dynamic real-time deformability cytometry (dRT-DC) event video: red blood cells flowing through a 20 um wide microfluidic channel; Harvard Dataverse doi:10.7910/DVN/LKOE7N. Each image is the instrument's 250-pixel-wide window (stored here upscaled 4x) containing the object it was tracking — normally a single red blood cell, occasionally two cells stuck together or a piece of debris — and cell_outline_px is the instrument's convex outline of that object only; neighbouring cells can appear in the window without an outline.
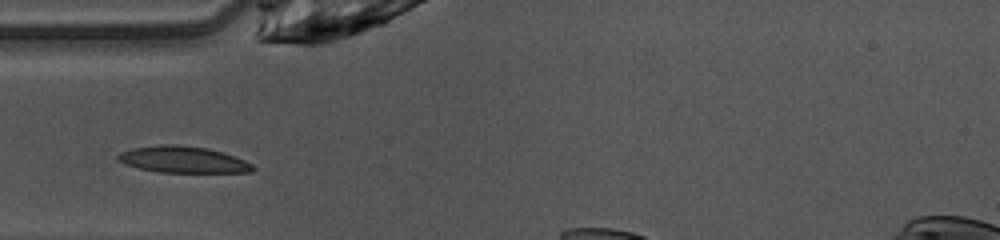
{"species": "common noctule bat (a hibernating species)", "species_latin": "Nyctalus noctula", "temperature_condition": "warm", "stored_images_in_passage": 4, "camera_frame_rate_fps": 3000, "um_per_image_px": 0.085, "animal": {"sex": "female", "body_mass_g": 10.0, "forearm_length_mm": 53.1}, "frame": {"image": 1, "passage_image": 1, "time_ms": 0.0, "image_size_px": [1000, 240], "cell_outline_px": [[256, 168], [252, 172], [160, 172], [140, 168], [124, 164], [116, 156], [120, 152], [132, 148], [160, 144], [176, 144], [208, 148], [224, 152], [244, 160], [252, 164]], "centroid_in_image_um": [15.57, 13.55], "position_along_channel_um": 69.4, "area_um2": 20.81}}